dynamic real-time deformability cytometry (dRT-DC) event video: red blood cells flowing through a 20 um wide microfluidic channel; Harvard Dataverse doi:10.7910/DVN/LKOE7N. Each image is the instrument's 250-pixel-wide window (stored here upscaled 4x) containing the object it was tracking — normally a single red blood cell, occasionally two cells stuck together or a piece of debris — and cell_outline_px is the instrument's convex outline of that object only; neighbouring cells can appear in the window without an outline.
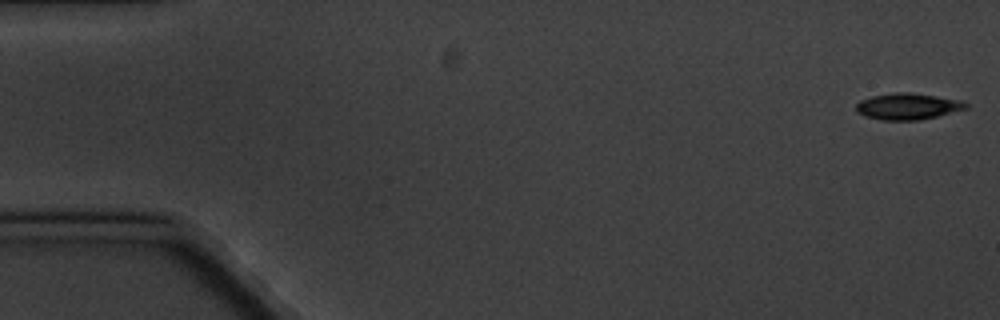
{"species": "common noctule bat (a hibernating species)", "species_latin": "Nyctalus noctula", "temperature_condition": "cold", "stored_images_in_passage": 4, "camera_frame_rate_fps": 3000, "um_per_image_px": 0.085, "animal": {"sex": "male", "body_mass_g": 20.1, "forearm_length_mm": 53.5}, "frame": {"image": 1, "passage_image": 1, "time_ms": 0.0, "image_size_px": [1000, 320], "cell_outline_px": [[968, 108], [920, 120], [884, 120], [864, 116], [856, 112], [856, 104], [860, 100], [872, 96], [892, 92], [908, 92], [936, 96], [960, 100], [968, 104]], "centroid_in_image_um": [77.12, 9.04], "position_along_channel_um": 7.9, "area_um2": 16.82}}